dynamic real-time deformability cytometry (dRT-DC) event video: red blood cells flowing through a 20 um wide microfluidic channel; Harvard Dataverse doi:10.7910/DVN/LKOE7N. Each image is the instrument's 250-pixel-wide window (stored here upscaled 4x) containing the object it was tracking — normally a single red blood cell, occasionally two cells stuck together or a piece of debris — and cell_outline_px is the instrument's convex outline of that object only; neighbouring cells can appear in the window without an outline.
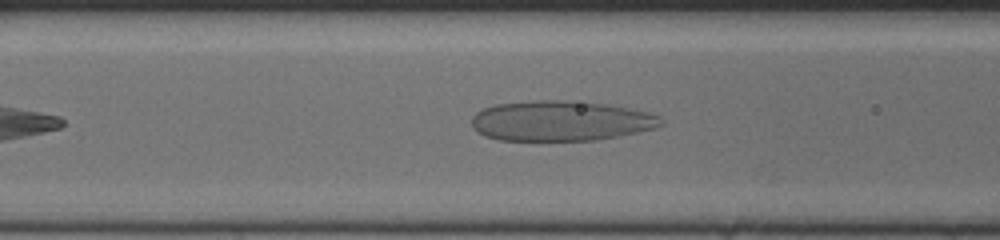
{"species": "human", "species_latin": "Homo sapiens", "temperature_condition": "cold", "stored_images_in_passage": 42, "camera_frame_rate_fps": 3000, "um_per_image_px": 0.085, "donor": {"sex": "female"}, "frame": {"image": 1, "passage_image": 10, "time_ms": 3.0, "image_size_px": [1000, 240], "cell_outline_px": [[664, 124], [656, 128], [620, 136], [596, 140], [500, 140], [484, 136], [472, 128], [472, 116], [476, 112], [484, 108], [496, 104], [536, 100], [564, 100], [608, 104], [648, 112], [660, 116]], "centroid_in_image_um": [47.67, 10.27], "position_along_channel_um": 118.9, "area_um2": 44.51}}
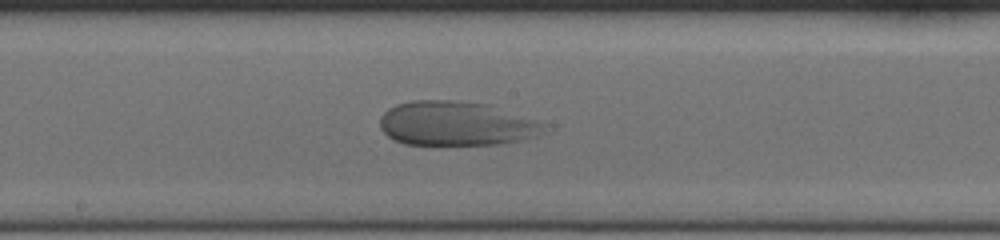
{"frame": {"image": 2, "passage_image": 18, "time_ms": 5.667, "image_size_px": [1000, 240], "cell_outline_px": [[544, 132], [536, 136], [520, 140], [500, 144], [404, 144], [392, 140], [380, 128], [380, 116], [388, 108], [396, 104], [412, 100], [456, 100], [492, 104], [544, 124]], "centroid_in_image_um": [38.73, 10.49], "position_along_channel_um": 209.5, "area_um2": 42.48}}
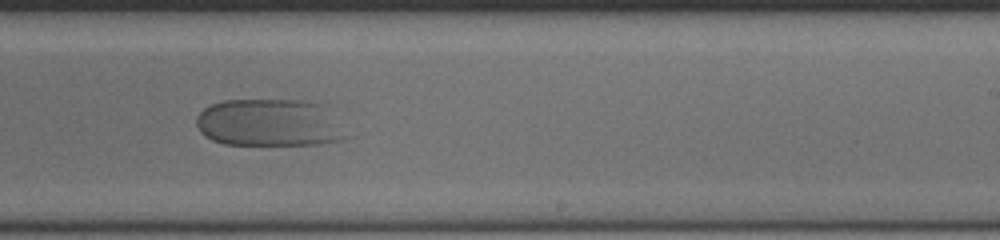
{"frame": {"image": 3, "passage_image": 23, "time_ms": 7.333, "image_size_px": [1000, 240], "cell_outline_px": [[352, 136], [344, 140], [320, 144], [224, 144], [212, 140], [204, 136], [200, 132], [196, 124], [196, 116], [208, 104], [224, 100], [308, 100], [328, 104]], "centroid_in_image_um": [23.02, 10.42], "position_along_channel_um": 266.0, "area_um2": 42.77}}